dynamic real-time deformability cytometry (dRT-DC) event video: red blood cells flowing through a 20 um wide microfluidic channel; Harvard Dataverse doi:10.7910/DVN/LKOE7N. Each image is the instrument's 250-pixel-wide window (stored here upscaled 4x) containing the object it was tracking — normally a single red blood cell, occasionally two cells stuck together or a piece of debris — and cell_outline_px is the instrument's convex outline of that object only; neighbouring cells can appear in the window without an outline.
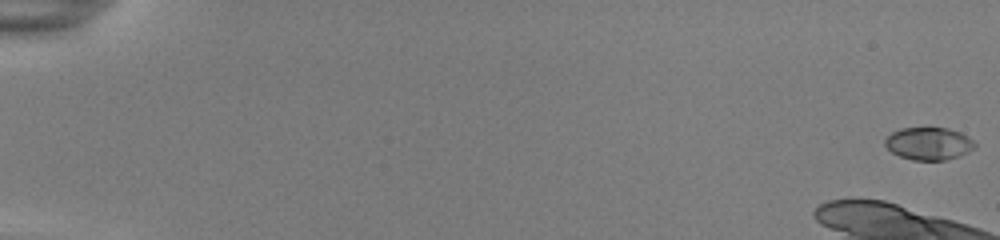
{"species": "common noctule bat (a hibernating species)", "species_latin": "Nyctalus noctula", "temperature_condition": "room temperature", "stored_images_in_passage": 24, "camera_frame_rate_fps": 3000, "um_per_image_px": 0.085, "animal": {"sex": "female", "body_mass_g": 22.0, "forearm_length_mm": 56.7}, "frame": {"image": 1, "passage_image": 1, "time_ms": 0.0, "image_size_px": [1000, 240], "cell_outline_px": [[976, 148], [968, 152], [944, 160], [912, 160], [900, 156], [892, 152], [884, 144], [884, 140], [892, 132], [900, 128], [928, 124], [948, 128], [960, 132], [968, 136], [976, 144]], "centroid_in_image_um": [78.93, 12.14], "position_along_channel_um": 6.1, "area_um2": 17.69}}